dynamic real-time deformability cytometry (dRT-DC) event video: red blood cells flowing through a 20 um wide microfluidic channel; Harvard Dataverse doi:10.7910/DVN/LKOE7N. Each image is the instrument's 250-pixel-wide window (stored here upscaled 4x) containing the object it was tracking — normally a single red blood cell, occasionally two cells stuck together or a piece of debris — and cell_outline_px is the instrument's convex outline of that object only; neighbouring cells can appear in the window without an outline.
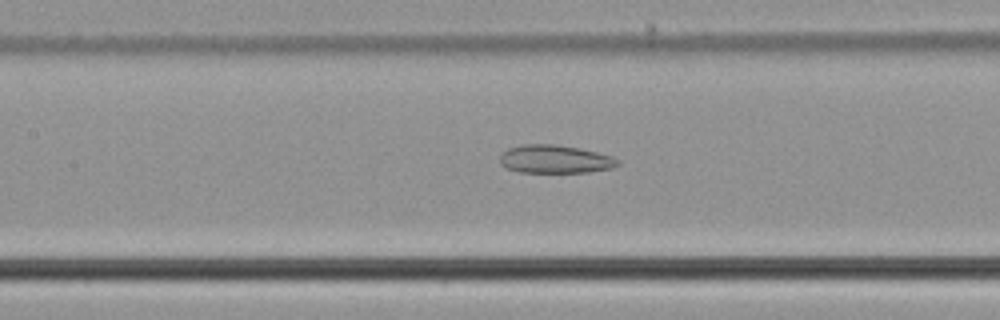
{"species": "common noctule bat (a hibernating species)", "species_latin": "Nyctalus noctula", "temperature_condition": "cold", "stored_images_in_passage": 49, "camera_frame_rate_fps": 3000, "um_per_image_px": 0.085, "animal": {"sex": "male", "body_mass_g": 21.5, "forearm_length_mm": 52.0}, "frame": {"image": 1, "passage_image": 20, "time_ms": 6.333, "image_size_px": [1000, 320], "cell_outline_px": [[620, 164], [612, 168], [588, 172], [520, 172], [504, 168], [500, 164], [500, 152], [508, 148], [520, 144], [556, 144], [580, 148], [612, 156], [620, 160]], "centroid_in_image_um": [47.14, 13.52], "position_along_channel_um": 160.3, "area_um2": 19.65}}
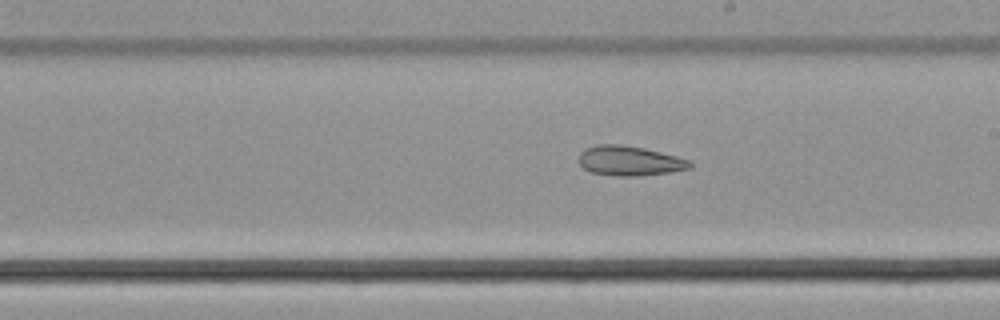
{"frame": {"image": 2, "passage_image": 26, "time_ms": 8.333, "image_size_px": [1000, 320], "cell_outline_px": [[692, 168], [672, 172], [640, 176], [616, 176], [592, 172], [584, 168], [580, 164], [580, 152], [584, 148], [596, 144], [620, 144], [644, 148], [692, 160]], "centroid_in_image_um": [53.55, 13.67], "position_along_channel_um": 235.5, "area_um2": 19.42}}
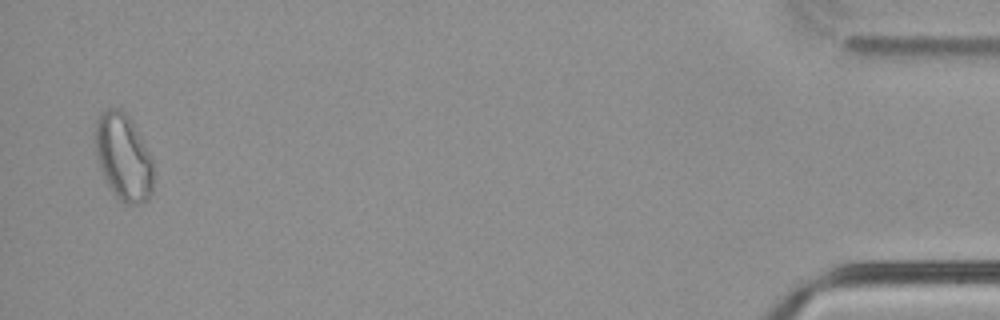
{"frame": {"image": 3, "passage_image": 48, "time_ms": 15.667, "image_size_px": [1000, 320], "cell_outline_px": [[152, 192], [148, 200], [136, 204], [124, 204], [112, 192], [100, 168], [96, 156], [96, 120], [100, 112], [104, 108], [120, 108], [128, 116], [152, 160]], "centroid_in_image_um": [10.46, 13.36], "position_along_channel_um": 424.7, "area_um2": 28.9}, "authors_computed_cell_mechanics": {"area_um2": 24.0448, "velocity_mm_per_s": 3.7755, "shape_relaxation_time_tau1_ms": null, "shape_relaxation_time_tau2_ms": 2.9107, "deformation_change_tau1": null, "deformation_change_tau2": 0.0993}}